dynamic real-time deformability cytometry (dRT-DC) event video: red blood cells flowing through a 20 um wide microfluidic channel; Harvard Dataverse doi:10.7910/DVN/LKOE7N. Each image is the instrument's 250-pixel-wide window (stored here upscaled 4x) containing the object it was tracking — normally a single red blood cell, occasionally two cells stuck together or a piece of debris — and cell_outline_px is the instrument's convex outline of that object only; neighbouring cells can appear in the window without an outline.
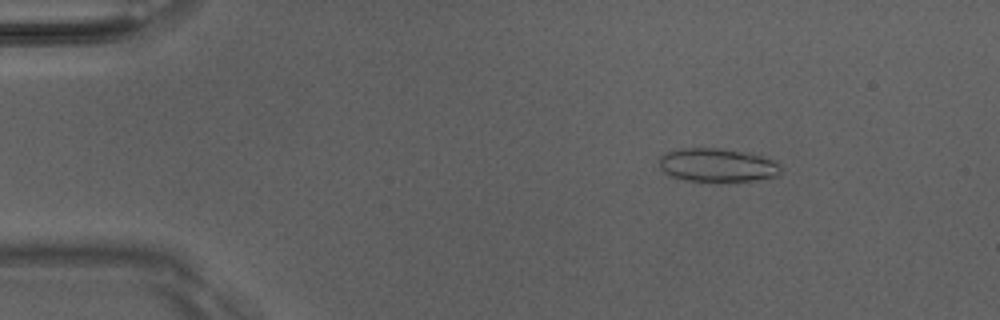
{"species": "Egyptian fruit bat (a non-hibernating species)", "species_latin": "Rousettus aegyptiacus", "temperature_condition": "room temperature", "stored_images_in_passage": 12, "camera_frame_rate_fps": 3000, "um_per_image_px": 0.085, "animal": {"sex": "male"}, "frame": {"image": 1, "passage_image": 3, "time_ms": 0.667, "image_size_px": [1000, 320], "cell_outline_px": [[784, 168], [780, 176], [756, 180], [688, 180], [672, 176], [664, 172], [660, 168], [660, 156], [664, 152], [680, 148], [720, 148], [744, 152], [760, 156], [772, 160], [780, 164]], "centroid_in_image_um": [61.0, 14.02], "position_along_channel_um": 24.0, "area_um2": 23.58}}